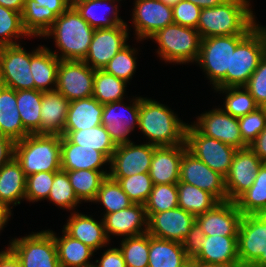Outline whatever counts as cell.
I'll list each match as a JSON object with an SVG mask.
<instances>
[{
	"label": "cell",
	"mask_w": 266,
	"mask_h": 267,
	"mask_svg": "<svg viewBox=\"0 0 266 267\" xmlns=\"http://www.w3.org/2000/svg\"><path fill=\"white\" fill-rule=\"evenodd\" d=\"M250 0H227L201 10L197 31L201 39L213 36L248 35L258 24Z\"/></svg>",
	"instance_id": "cell-1"
},
{
	"label": "cell",
	"mask_w": 266,
	"mask_h": 267,
	"mask_svg": "<svg viewBox=\"0 0 266 267\" xmlns=\"http://www.w3.org/2000/svg\"><path fill=\"white\" fill-rule=\"evenodd\" d=\"M179 119L164 104L139 97L138 128L149 139V144L157 147L184 144L188 124Z\"/></svg>",
	"instance_id": "cell-2"
},
{
	"label": "cell",
	"mask_w": 266,
	"mask_h": 267,
	"mask_svg": "<svg viewBox=\"0 0 266 267\" xmlns=\"http://www.w3.org/2000/svg\"><path fill=\"white\" fill-rule=\"evenodd\" d=\"M92 28L75 8H68L52 24L44 37L53 36L60 55L53 51L59 60L83 61L94 35Z\"/></svg>",
	"instance_id": "cell-3"
},
{
	"label": "cell",
	"mask_w": 266,
	"mask_h": 267,
	"mask_svg": "<svg viewBox=\"0 0 266 267\" xmlns=\"http://www.w3.org/2000/svg\"><path fill=\"white\" fill-rule=\"evenodd\" d=\"M14 158L25 176L61 170V136L29 134L14 144Z\"/></svg>",
	"instance_id": "cell-4"
},
{
	"label": "cell",
	"mask_w": 266,
	"mask_h": 267,
	"mask_svg": "<svg viewBox=\"0 0 266 267\" xmlns=\"http://www.w3.org/2000/svg\"><path fill=\"white\" fill-rule=\"evenodd\" d=\"M246 36H213L201 39L196 63L207 74L214 89L227 87V71H230L231 54Z\"/></svg>",
	"instance_id": "cell-5"
},
{
	"label": "cell",
	"mask_w": 266,
	"mask_h": 267,
	"mask_svg": "<svg viewBox=\"0 0 266 267\" xmlns=\"http://www.w3.org/2000/svg\"><path fill=\"white\" fill-rule=\"evenodd\" d=\"M150 39L159 45L157 53L165 62L184 64L197 61L201 37L196 28L173 23L159 30Z\"/></svg>",
	"instance_id": "cell-6"
},
{
	"label": "cell",
	"mask_w": 266,
	"mask_h": 267,
	"mask_svg": "<svg viewBox=\"0 0 266 267\" xmlns=\"http://www.w3.org/2000/svg\"><path fill=\"white\" fill-rule=\"evenodd\" d=\"M266 53V28L257 25L231 54L227 87L244 86Z\"/></svg>",
	"instance_id": "cell-7"
},
{
	"label": "cell",
	"mask_w": 266,
	"mask_h": 267,
	"mask_svg": "<svg viewBox=\"0 0 266 267\" xmlns=\"http://www.w3.org/2000/svg\"><path fill=\"white\" fill-rule=\"evenodd\" d=\"M187 150L224 178L228 175L237 149L215 138L203 135L194 125H187Z\"/></svg>",
	"instance_id": "cell-8"
},
{
	"label": "cell",
	"mask_w": 266,
	"mask_h": 267,
	"mask_svg": "<svg viewBox=\"0 0 266 267\" xmlns=\"http://www.w3.org/2000/svg\"><path fill=\"white\" fill-rule=\"evenodd\" d=\"M8 248L17 256L21 267H60L54 236L49 230L15 238Z\"/></svg>",
	"instance_id": "cell-9"
},
{
	"label": "cell",
	"mask_w": 266,
	"mask_h": 267,
	"mask_svg": "<svg viewBox=\"0 0 266 267\" xmlns=\"http://www.w3.org/2000/svg\"><path fill=\"white\" fill-rule=\"evenodd\" d=\"M237 236L240 267H266V224L256 215H242Z\"/></svg>",
	"instance_id": "cell-10"
},
{
	"label": "cell",
	"mask_w": 266,
	"mask_h": 267,
	"mask_svg": "<svg viewBox=\"0 0 266 267\" xmlns=\"http://www.w3.org/2000/svg\"><path fill=\"white\" fill-rule=\"evenodd\" d=\"M26 52L19 44L0 47V85L14 89H34L31 57L41 48Z\"/></svg>",
	"instance_id": "cell-11"
},
{
	"label": "cell",
	"mask_w": 266,
	"mask_h": 267,
	"mask_svg": "<svg viewBox=\"0 0 266 267\" xmlns=\"http://www.w3.org/2000/svg\"><path fill=\"white\" fill-rule=\"evenodd\" d=\"M94 76L95 70L84 61L60 60L55 90L70 102L92 97Z\"/></svg>",
	"instance_id": "cell-12"
},
{
	"label": "cell",
	"mask_w": 266,
	"mask_h": 267,
	"mask_svg": "<svg viewBox=\"0 0 266 267\" xmlns=\"http://www.w3.org/2000/svg\"><path fill=\"white\" fill-rule=\"evenodd\" d=\"M157 146L148 142L135 145L134 142L116 146L110 159V178L129 177L134 174L149 172L154 149Z\"/></svg>",
	"instance_id": "cell-13"
},
{
	"label": "cell",
	"mask_w": 266,
	"mask_h": 267,
	"mask_svg": "<svg viewBox=\"0 0 266 267\" xmlns=\"http://www.w3.org/2000/svg\"><path fill=\"white\" fill-rule=\"evenodd\" d=\"M127 24L114 28L95 29L87 56L83 60L93 70H103L107 63L127 45Z\"/></svg>",
	"instance_id": "cell-14"
},
{
	"label": "cell",
	"mask_w": 266,
	"mask_h": 267,
	"mask_svg": "<svg viewBox=\"0 0 266 267\" xmlns=\"http://www.w3.org/2000/svg\"><path fill=\"white\" fill-rule=\"evenodd\" d=\"M214 195L220 202L228 201L225 178L186 150L180 164V181Z\"/></svg>",
	"instance_id": "cell-15"
},
{
	"label": "cell",
	"mask_w": 266,
	"mask_h": 267,
	"mask_svg": "<svg viewBox=\"0 0 266 267\" xmlns=\"http://www.w3.org/2000/svg\"><path fill=\"white\" fill-rule=\"evenodd\" d=\"M132 100L133 103L129 106L125 105L123 100L103 105L102 125L116 146L132 142L128 135L138 126L139 97Z\"/></svg>",
	"instance_id": "cell-16"
},
{
	"label": "cell",
	"mask_w": 266,
	"mask_h": 267,
	"mask_svg": "<svg viewBox=\"0 0 266 267\" xmlns=\"http://www.w3.org/2000/svg\"><path fill=\"white\" fill-rule=\"evenodd\" d=\"M262 163V160L249 147L237 149L229 173L225 177L228 201H235L253 185Z\"/></svg>",
	"instance_id": "cell-17"
},
{
	"label": "cell",
	"mask_w": 266,
	"mask_h": 267,
	"mask_svg": "<svg viewBox=\"0 0 266 267\" xmlns=\"http://www.w3.org/2000/svg\"><path fill=\"white\" fill-rule=\"evenodd\" d=\"M132 13L137 41L151 38L162 28L174 23L172 7L159 0H135Z\"/></svg>",
	"instance_id": "cell-18"
},
{
	"label": "cell",
	"mask_w": 266,
	"mask_h": 267,
	"mask_svg": "<svg viewBox=\"0 0 266 267\" xmlns=\"http://www.w3.org/2000/svg\"><path fill=\"white\" fill-rule=\"evenodd\" d=\"M196 123V124H195ZM203 135L222 143L229 144L236 149L248 147L242 139L238 118L227 114L222 108H215L198 116L193 124Z\"/></svg>",
	"instance_id": "cell-19"
},
{
	"label": "cell",
	"mask_w": 266,
	"mask_h": 267,
	"mask_svg": "<svg viewBox=\"0 0 266 267\" xmlns=\"http://www.w3.org/2000/svg\"><path fill=\"white\" fill-rule=\"evenodd\" d=\"M195 222L194 215L176 207L151 214L148 217L147 232L156 238L182 243Z\"/></svg>",
	"instance_id": "cell-20"
},
{
	"label": "cell",
	"mask_w": 266,
	"mask_h": 267,
	"mask_svg": "<svg viewBox=\"0 0 266 267\" xmlns=\"http://www.w3.org/2000/svg\"><path fill=\"white\" fill-rule=\"evenodd\" d=\"M68 8L65 0H25L21 13L24 30L30 37H42Z\"/></svg>",
	"instance_id": "cell-21"
},
{
	"label": "cell",
	"mask_w": 266,
	"mask_h": 267,
	"mask_svg": "<svg viewBox=\"0 0 266 267\" xmlns=\"http://www.w3.org/2000/svg\"><path fill=\"white\" fill-rule=\"evenodd\" d=\"M242 218L235 201L219 202L213 209L196 217L205 235L237 236Z\"/></svg>",
	"instance_id": "cell-22"
},
{
	"label": "cell",
	"mask_w": 266,
	"mask_h": 267,
	"mask_svg": "<svg viewBox=\"0 0 266 267\" xmlns=\"http://www.w3.org/2000/svg\"><path fill=\"white\" fill-rule=\"evenodd\" d=\"M103 217L105 232L109 240L110 234L129 238L144 234L148 229V217L143 204L133 203L128 208L105 214Z\"/></svg>",
	"instance_id": "cell-23"
},
{
	"label": "cell",
	"mask_w": 266,
	"mask_h": 267,
	"mask_svg": "<svg viewBox=\"0 0 266 267\" xmlns=\"http://www.w3.org/2000/svg\"><path fill=\"white\" fill-rule=\"evenodd\" d=\"M186 150V143L154 149L148 172L154 185L173 184L180 181V164Z\"/></svg>",
	"instance_id": "cell-24"
},
{
	"label": "cell",
	"mask_w": 266,
	"mask_h": 267,
	"mask_svg": "<svg viewBox=\"0 0 266 267\" xmlns=\"http://www.w3.org/2000/svg\"><path fill=\"white\" fill-rule=\"evenodd\" d=\"M193 260L202 263L240 267L238 236L205 235L202 241V249Z\"/></svg>",
	"instance_id": "cell-25"
},
{
	"label": "cell",
	"mask_w": 266,
	"mask_h": 267,
	"mask_svg": "<svg viewBox=\"0 0 266 267\" xmlns=\"http://www.w3.org/2000/svg\"><path fill=\"white\" fill-rule=\"evenodd\" d=\"M63 230L72 238L88 245L95 252L99 248L109 244V239L105 232L103 220L97 221L92 216H87L79 212H73L64 225Z\"/></svg>",
	"instance_id": "cell-26"
},
{
	"label": "cell",
	"mask_w": 266,
	"mask_h": 267,
	"mask_svg": "<svg viewBox=\"0 0 266 267\" xmlns=\"http://www.w3.org/2000/svg\"><path fill=\"white\" fill-rule=\"evenodd\" d=\"M110 160L101 152L71 143L65 136H61V170H101L102 165Z\"/></svg>",
	"instance_id": "cell-27"
},
{
	"label": "cell",
	"mask_w": 266,
	"mask_h": 267,
	"mask_svg": "<svg viewBox=\"0 0 266 267\" xmlns=\"http://www.w3.org/2000/svg\"><path fill=\"white\" fill-rule=\"evenodd\" d=\"M70 101L60 92H43L40 134L60 135L64 131Z\"/></svg>",
	"instance_id": "cell-28"
},
{
	"label": "cell",
	"mask_w": 266,
	"mask_h": 267,
	"mask_svg": "<svg viewBox=\"0 0 266 267\" xmlns=\"http://www.w3.org/2000/svg\"><path fill=\"white\" fill-rule=\"evenodd\" d=\"M0 134L14 142L30 133L24 128L17 108L16 91L0 85Z\"/></svg>",
	"instance_id": "cell-29"
},
{
	"label": "cell",
	"mask_w": 266,
	"mask_h": 267,
	"mask_svg": "<svg viewBox=\"0 0 266 267\" xmlns=\"http://www.w3.org/2000/svg\"><path fill=\"white\" fill-rule=\"evenodd\" d=\"M26 176L20 163L13 157L0 167V202L9 209L10 205L20 204L25 199Z\"/></svg>",
	"instance_id": "cell-30"
},
{
	"label": "cell",
	"mask_w": 266,
	"mask_h": 267,
	"mask_svg": "<svg viewBox=\"0 0 266 267\" xmlns=\"http://www.w3.org/2000/svg\"><path fill=\"white\" fill-rule=\"evenodd\" d=\"M103 104L88 97L69 103L64 130H85L102 124Z\"/></svg>",
	"instance_id": "cell-31"
},
{
	"label": "cell",
	"mask_w": 266,
	"mask_h": 267,
	"mask_svg": "<svg viewBox=\"0 0 266 267\" xmlns=\"http://www.w3.org/2000/svg\"><path fill=\"white\" fill-rule=\"evenodd\" d=\"M59 63L52 50L43 46L31 57L30 69L35 90L47 92L56 89Z\"/></svg>",
	"instance_id": "cell-32"
},
{
	"label": "cell",
	"mask_w": 266,
	"mask_h": 267,
	"mask_svg": "<svg viewBox=\"0 0 266 267\" xmlns=\"http://www.w3.org/2000/svg\"><path fill=\"white\" fill-rule=\"evenodd\" d=\"M189 260L182 243L149 234L148 267H183Z\"/></svg>",
	"instance_id": "cell-33"
},
{
	"label": "cell",
	"mask_w": 266,
	"mask_h": 267,
	"mask_svg": "<svg viewBox=\"0 0 266 267\" xmlns=\"http://www.w3.org/2000/svg\"><path fill=\"white\" fill-rule=\"evenodd\" d=\"M49 231L54 236L60 267H86L94 264L89 260L95 251L88 245L72 238L64 230L63 236L59 238L53 231Z\"/></svg>",
	"instance_id": "cell-34"
},
{
	"label": "cell",
	"mask_w": 266,
	"mask_h": 267,
	"mask_svg": "<svg viewBox=\"0 0 266 267\" xmlns=\"http://www.w3.org/2000/svg\"><path fill=\"white\" fill-rule=\"evenodd\" d=\"M62 136H65L73 144L101 152L109 160L116 149V145L102 124L85 130H64Z\"/></svg>",
	"instance_id": "cell-35"
},
{
	"label": "cell",
	"mask_w": 266,
	"mask_h": 267,
	"mask_svg": "<svg viewBox=\"0 0 266 267\" xmlns=\"http://www.w3.org/2000/svg\"><path fill=\"white\" fill-rule=\"evenodd\" d=\"M115 1L117 2L121 0H89L80 3L74 8L77 10L80 16L94 29L114 28L115 26L120 24H127L121 19V17L118 16V5L113 4L115 3ZM107 3H110L109 5L111 6L109 7ZM106 5L107 7H109L108 9L112 10V17H110V15H108L109 17H104L105 15L103 13V9L101 8H105ZM108 9H106V11H108ZM98 11H101L103 15H100L101 12Z\"/></svg>",
	"instance_id": "cell-36"
},
{
	"label": "cell",
	"mask_w": 266,
	"mask_h": 267,
	"mask_svg": "<svg viewBox=\"0 0 266 267\" xmlns=\"http://www.w3.org/2000/svg\"><path fill=\"white\" fill-rule=\"evenodd\" d=\"M43 92L35 89L16 91L17 108L24 128L30 134H40Z\"/></svg>",
	"instance_id": "cell-37"
},
{
	"label": "cell",
	"mask_w": 266,
	"mask_h": 267,
	"mask_svg": "<svg viewBox=\"0 0 266 267\" xmlns=\"http://www.w3.org/2000/svg\"><path fill=\"white\" fill-rule=\"evenodd\" d=\"M178 207L197 217L213 209L220 201L208 191L184 182L177 183Z\"/></svg>",
	"instance_id": "cell-38"
},
{
	"label": "cell",
	"mask_w": 266,
	"mask_h": 267,
	"mask_svg": "<svg viewBox=\"0 0 266 267\" xmlns=\"http://www.w3.org/2000/svg\"><path fill=\"white\" fill-rule=\"evenodd\" d=\"M66 172L73 191L80 202H93L102 182L109 175V172L106 170L98 171L82 169Z\"/></svg>",
	"instance_id": "cell-39"
},
{
	"label": "cell",
	"mask_w": 266,
	"mask_h": 267,
	"mask_svg": "<svg viewBox=\"0 0 266 267\" xmlns=\"http://www.w3.org/2000/svg\"><path fill=\"white\" fill-rule=\"evenodd\" d=\"M235 203L242 215H256L266 208V163L259 167L253 185Z\"/></svg>",
	"instance_id": "cell-40"
},
{
	"label": "cell",
	"mask_w": 266,
	"mask_h": 267,
	"mask_svg": "<svg viewBox=\"0 0 266 267\" xmlns=\"http://www.w3.org/2000/svg\"><path fill=\"white\" fill-rule=\"evenodd\" d=\"M127 82L104 70H95L93 98L100 104H107L124 99Z\"/></svg>",
	"instance_id": "cell-41"
},
{
	"label": "cell",
	"mask_w": 266,
	"mask_h": 267,
	"mask_svg": "<svg viewBox=\"0 0 266 267\" xmlns=\"http://www.w3.org/2000/svg\"><path fill=\"white\" fill-rule=\"evenodd\" d=\"M214 90L227 94L223 110L233 117L239 118L260 107L244 86L215 88Z\"/></svg>",
	"instance_id": "cell-42"
},
{
	"label": "cell",
	"mask_w": 266,
	"mask_h": 267,
	"mask_svg": "<svg viewBox=\"0 0 266 267\" xmlns=\"http://www.w3.org/2000/svg\"><path fill=\"white\" fill-rule=\"evenodd\" d=\"M93 202L103 204L106 208L104 215L128 208L133 204L128 195L122 190L121 185L109 176L102 182Z\"/></svg>",
	"instance_id": "cell-43"
},
{
	"label": "cell",
	"mask_w": 266,
	"mask_h": 267,
	"mask_svg": "<svg viewBox=\"0 0 266 267\" xmlns=\"http://www.w3.org/2000/svg\"><path fill=\"white\" fill-rule=\"evenodd\" d=\"M120 251L126 267H148L149 233L123 238Z\"/></svg>",
	"instance_id": "cell-44"
},
{
	"label": "cell",
	"mask_w": 266,
	"mask_h": 267,
	"mask_svg": "<svg viewBox=\"0 0 266 267\" xmlns=\"http://www.w3.org/2000/svg\"><path fill=\"white\" fill-rule=\"evenodd\" d=\"M147 217L178 207L177 183L153 185L152 191L144 204Z\"/></svg>",
	"instance_id": "cell-45"
},
{
	"label": "cell",
	"mask_w": 266,
	"mask_h": 267,
	"mask_svg": "<svg viewBox=\"0 0 266 267\" xmlns=\"http://www.w3.org/2000/svg\"><path fill=\"white\" fill-rule=\"evenodd\" d=\"M28 36L22 24V15L12 9L0 5V47L17 45L15 38Z\"/></svg>",
	"instance_id": "cell-46"
},
{
	"label": "cell",
	"mask_w": 266,
	"mask_h": 267,
	"mask_svg": "<svg viewBox=\"0 0 266 267\" xmlns=\"http://www.w3.org/2000/svg\"><path fill=\"white\" fill-rule=\"evenodd\" d=\"M47 199L60 208L68 209L69 211L74 210L77 204L81 203L73 191L67 172L63 170L55 173Z\"/></svg>",
	"instance_id": "cell-47"
},
{
	"label": "cell",
	"mask_w": 266,
	"mask_h": 267,
	"mask_svg": "<svg viewBox=\"0 0 266 267\" xmlns=\"http://www.w3.org/2000/svg\"><path fill=\"white\" fill-rule=\"evenodd\" d=\"M117 181L122 190L133 203L145 204L153 188V182L148 172L134 174L129 177L111 178Z\"/></svg>",
	"instance_id": "cell-48"
},
{
	"label": "cell",
	"mask_w": 266,
	"mask_h": 267,
	"mask_svg": "<svg viewBox=\"0 0 266 267\" xmlns=\"http://www.w3.org/2000/svg\"><path fill=\"white\" fill-rule=\"evenodd\" d=\"M135 48L123 47L104 67V71L129 83L136 69Z\"/></svg>",
	"instance_id": "cell-49"
},
{
	"label": "cell",
	"mask_w": 266,
	"mask_h": 267,
	"mask_svg": "<svg viewBox=\"0 0 266 267\" xmlns=\"http://www.w3.org/2000/svg\"><path fill=\"white\" fill-rule=\"evenodd\" d=\"M56 172H38L27 176L25 199L29 202L47 199Z\"/></svg>",
	"instance_id": "cell-50"
},
{
	"label": "cell",
	"mask_w": 266,
	"mask_h": 267,
	"mask_svg": "<svg viewBox=\"0 0 266 267\" xmlns=\"http://www.w3.org/2000/svg\"><path fill=\"white\" fill-rule=\"evenodd\" d=\"M238 124L243 142L249 146L266 126V111L259 107L238 118Z\"/></svg>",
	"instance_id": "cell-51"
},
{
	"label": "cell",
	"mask_w": 266,
	"mask_h": 267,
	"mask_svg": "<svg viewBox=\"0 0 266 267\" xmlns=\"http://www.w3.org/2000/svg\"><path fill=\"white\" fill-rule=\"evenodd\" d=\"M244 87L260 107L266 104V53Z\"/></svg>",
	"instance_id": "cell-52"
},
{
	"label": "cell",
	"mask_w": 266,
	"mask_h": 267,
	"mask_svg": "<svg viewBox=\"0 0 266 267\" xmlns=\"http://www.w3.org/2000/svg\"><path fill=\"white\" fill-rule=\"evenodd\" d=\"M201 8L187 0H181L172 7L173 22L184 27L197 28Z\"/></svg>",
	"instance_id": "cell-53"
},
{
	"label": "cell",
	"mask_w": 266,
	"mask_h": 267,
	"mask_svg": "<svg viewBox=\"0 0 266 267\" xmlns=\"http://www.w3.org/2000/svg\"><path fill=\"white\" fill-rule=\"evenodd\" d=\"M204 238V231L199 224L195 222L182 242L185 253L189 259L193 260L199 254L202 249V241Z\"/></svg>",
	"instance_id": "cell-54"
},
{
	"label": "cell",
	"mask_w": 266,
	"mask_h": 267,
	"mask_svg": "<svg viewBox=\"0 0 266 267\" xmlns=\"http://www.w3.org/2000/svg\"><path fill=\"white\" fill-rule=\"evenodd\" d=\"M94 265L96 267H126L120 248L111 247L102 254L100 260L94 262Z\"/></svg>",
	"instance_id": "cell-55"
},
{
	"label": "cell",
	"mask_w": 266,
	"mask_h": 267,
	"mask_svg": "<svg viewBox=\"0 0 266 267\" xmlns=\"http://www.w3.org/2000/svg\"><path fill=\"white\" fill-rule=\"evenodd\" d=\"M14 144L11 138L0 134V167L14 157Z\"/></svg>",
	"instance_id": "cell-56"
},
{
	"label": "cell",
	"mask_w": 266,
	"mask_h": 267,
	"mask_svg": "<svg viewBox=\"0 0 266 267\" xmlns=\"http://www.w3.org/2000/svg\"><path fill=\"white\" fill-rule=\"evenodd\" d=\"M248 147L266 163V126Z\"/></svg>",
	"instance_id": "cell-57"
},
{
	"label": "cell",
	"mask_w": 266,
	"mask_h": 267,
	"mask_svg": "<svg viewBox=\"0 0 266 267\" xmlns=\"http://www.w3.org/2000/svg\"><path fill=\"white\" fill-rule=\"evenodd\" d=\"M0 267H21L17 256L9 249L0 252Z\"/></svg>",
	"instance_id": "cell-58"
},
{
	"label": "cell",
	"mask_w": 266,
	"mask_h": 267,
	"mask_svg": "<svg viewBox=\"0 0 266 267\" xmlns=\"http://www.w3.org/2000/svg\"><path fill=\"white\" fill-rule=\"evenodd\" d=\"M25 0H0V5L22 13Z\"/></svg>",
	"instance_id": "cell-59"
},
{
	"label": "cell",
	"mask_w": 266,
	"mask_h": 267,
	"mask_svg": "<svg viewBox=\"0 0 266 267\" xmlns=\"http://www.w3.org/2000/svg\"><path fill=\"white\" fill-rule=\"evenodd\" d=\"M187 1L199 6L201 9H204L223 4L227 0H187Z\"/></svg>",
	"instance_id": "cell-60"
},
{
	"label": "cell",
	"mask_w": 266,
	"mask_h": 267,
	"mask_svg": "<svg viewBox=\"0 0 266 267\" xmlns=\"http://www.w3.org/2000/svg\"><path fill=\"white\" fill-rule=\"evenodd\" d=\"M11 215V209L0 202V231L5 227L4 225H6Z\"/></svg>",
	"instance_id": "cell-61"
},
{
	"label": "cell",
	"mask_w": 266,
	"mask_h": 267,
	"mask_svg": "<svg viewBox=\"0 0 266 267\" xmlns=\"http://www.w3.org/2000/svg\"><path fill=\"white\" fill-rule=\"evenodd\" d=\"M86 1H89V0H65L67 6L69 8H74L77 5H79L80 3H83V2H86Z\"/></svg>",
	"instance_id": "cell-62"
},
{
	"label": "cell",
	"mask_w": 266,
	"mask_h": 267,
	"mask_svg": "<svg viewBox=\"0 0 266 267\" xmlns=\"http://www.w3.org/2000/svg\"><path fill=\"white\" fill-rule=\"evenodd\" d=\"M197 267H233V266H225L222 264H210V263L197 262Z\"/></svg>",
	"instance_id": "cell-63"
},
{
	"label": "cell",
	"mask_w": 266,
	"mask_h": 267,
	"mask_svg": "<svg viewBox=\"0 0 266 267\" xmlns=\"http://www.w3.org/2000/svg\"><path fill=\"white\" fill-rule=\"evenodd\" d=\"M256 216H257L259 219H261V221H262L263 223L266 224V208L260 210V211L256 214Z\"/></svg>",
	"instance_id": "cell-64"
},
{
	"label": "cell",
	"mask_w": 266,
	"mask_h": 267,
	"mask_svg": "<svg viewBox=\"0 0 266 267\" xmlns=\"http://www.w3.org/2000/svg\"><path fill=\"white\" fill-rule=\"evenodd\" d=\"M164 4H167L168 6L173 7L175 4H177L181 0H159Z\"/></svg>",
	"instance_id": "cell-65"
},
{
	"label": "cell",
	"mask_w": 266,
	"mask_h": 267,
	"mask_svg": "<svg viewBox=\"0 0 266 267\" xmlns=\"http://www.w3.org/2000/svg\"><path fill=\"white\" fill-rule=\"evenodd\" d=\"M183 267H197V262L190 259L189 261H187Z\"/></svg>",
	"instance_id": "cell-66"
},
{
	"label": "cell",
	"mask_w": 266,
	"mask_h": 267,
	"mask_svg": "<svg viewBox=\"0 0 266 267\" xmlns=\"http://www.w3.org/2000/svg\"><path fill=\"white\" fill-rule=\"evenodd\" d=\"M86 267H96L94 264H92V265H89V266H86Z\"/></svg>",
	"instance_id": "cell-67"
}]
</instances>
